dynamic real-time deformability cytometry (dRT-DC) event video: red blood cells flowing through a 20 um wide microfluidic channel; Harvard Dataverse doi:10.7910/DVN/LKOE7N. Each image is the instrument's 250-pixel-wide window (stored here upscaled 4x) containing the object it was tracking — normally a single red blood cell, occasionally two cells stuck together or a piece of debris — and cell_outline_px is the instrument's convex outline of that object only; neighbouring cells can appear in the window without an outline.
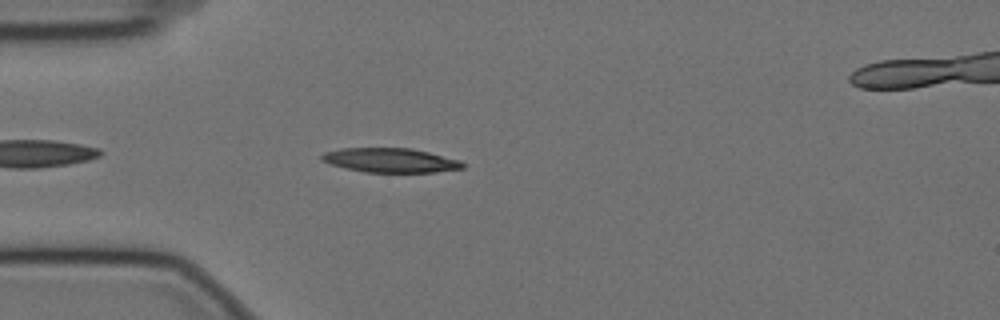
{"species": "Egyptian fruit bat (a non-hibernating species)", "species_latin": "Rousettus aegyptiacus", "temperature_condition": "cold", "stored_images_in_passage": 46, "camera_frame_rate_fps": 3000, "um_per_image_px": 0.085, "animal": {"sex": "female"}, "frame": {"image": 1, "passage_image": 4, "time_ms": 1.0, "image_size_px": [1000, 320], "cell_outline_px": [[464, 168], [436, 172], [364, 172], [344, 168], [320, 160], [320, 156], [324, 152], [340, 148], [412, 148], [460, 160], [464, 164]], "centroid_in_image_um": [33.16, 13.62], "position_along_channel_um": 51.8, "area_um2": 20.0}}
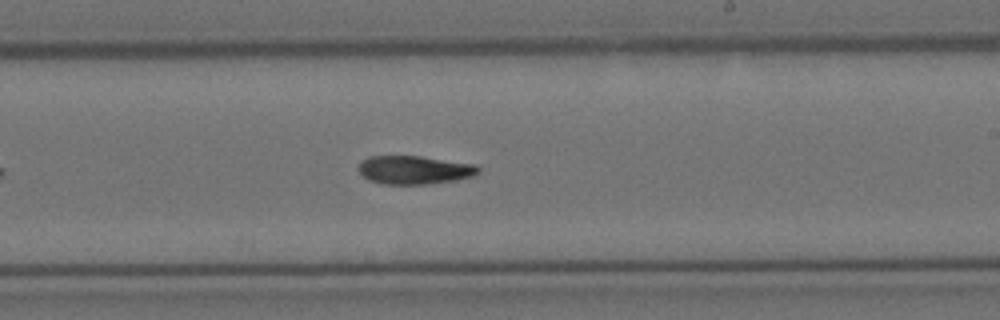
{"frame": {"image": 2, "passage_image": 22, "time_ms": 7.0, "image_size_px": [1000, 320], "cell_outline_px": [[480, 172], [472, 176], [456, 180], [428, 184], [384, 184], [368, 180], [360, 172], [360, 164], [368, 156], [420, 156], [476, 164], [480, 168]], "centroid_in_image_um": [35.26, 14.44], "position_along_channel_um": 253.7, "area_um2": 19.77}}
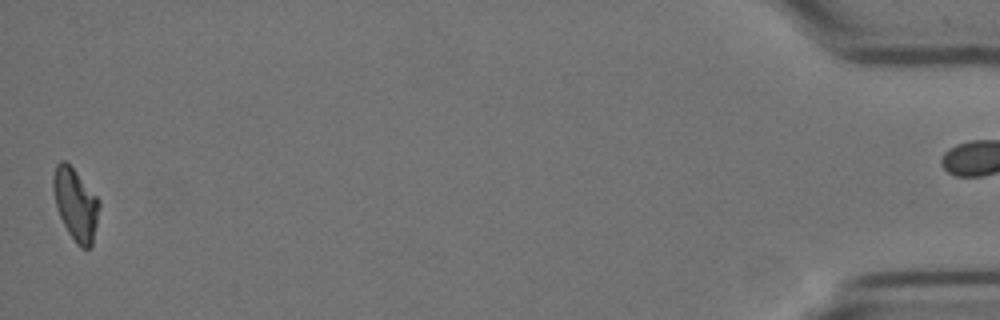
{"frame": {"image": 3, "passage_image": 45, "time_ms": 14.667, "image_size_px": [1000, 320], "cell_outline_px": [[100, 204], [92, 244], [88, 248], [80, 248], [76, 244], [68, 232], [60, 216], [56, 204], [52, 188], [52, 180], [56, 164], [60, 160], [64, 160], [76, 172], [100, 200]], "centroid_in_image_um": [6.42, 17.36], "position_along_channel_um": 428.8, "area_um2": 19.02}}